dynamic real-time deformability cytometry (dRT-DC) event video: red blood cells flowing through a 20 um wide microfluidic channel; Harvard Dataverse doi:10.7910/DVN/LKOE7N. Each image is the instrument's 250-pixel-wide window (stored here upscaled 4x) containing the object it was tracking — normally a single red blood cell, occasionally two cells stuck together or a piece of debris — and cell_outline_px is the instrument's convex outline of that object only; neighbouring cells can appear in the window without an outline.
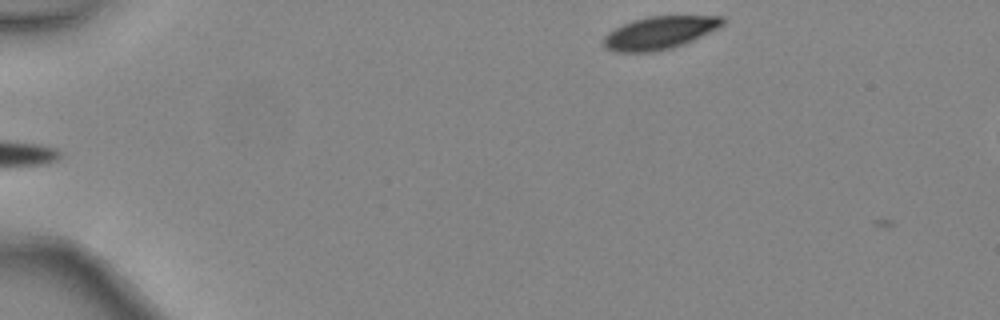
{"species": "common noctule bat (a hibernating species)", "species_latin": "Nyctalus noctula", "temperature_condition": "warm", "stored_images_in_passage": 3, "camera_frame_rate_fps": 3000, "um_per_image_px": 0.085, "animal": {"sex": "female", "body_mass_g": 24.6, "forearm_length_mm": 56.2}, "frame": {"image": 1, "passage_image": 2, "time_ms": 0.333, "image_size_px": [1000, 320], "cell_outline_px": [[724, 24], [684, 44], [672, 48], [652, 52], [616, 52], [604, 48], [604, 36], [608, 32], [624, 24], [648, 16], [724, 16]], "centroid_in_image_um": [56.04, 2.79], "position_along_channel_um": 29.0, "area_um2": 22.43}}